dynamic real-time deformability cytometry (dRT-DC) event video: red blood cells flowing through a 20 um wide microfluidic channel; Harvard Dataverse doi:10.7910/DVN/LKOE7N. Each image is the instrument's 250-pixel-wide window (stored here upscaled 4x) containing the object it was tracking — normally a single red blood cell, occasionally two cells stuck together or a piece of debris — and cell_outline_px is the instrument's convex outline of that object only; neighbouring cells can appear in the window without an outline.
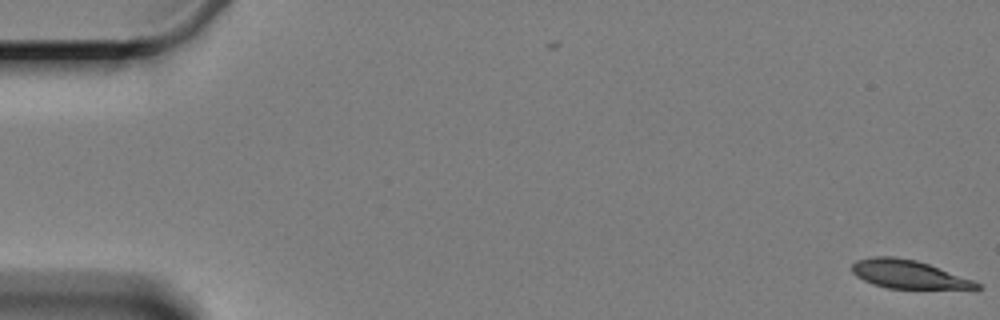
{"species": "Egyptian fruit bat (a non-hibernating species)", "species_latin": "Rousettus aegyptiacus", "temperature_condition": "cold", "stored_images_in_passage": 2, "camera_frame_rate_fps": 3000, "um_per_image_px": 0.085, "animal": {"sex": "female"}, "frame": {"image": 1, "passage_image": 2, "time_ms": 1.0, "image_size_px": [1000, 320], "cell_outline_px": [[984, 288], [976, 292], [888, 288], [872, 284], [856, 276], [852, 272], [852, 264], [856, 260], [872, 256], [892, 256], [916, 260], [928, 264], [972, 280], [980, 284]], "centroid_in_image_um": [77.37, 23.38], "position_along_channel_um": 7.6, "area_um2": 21.62}}